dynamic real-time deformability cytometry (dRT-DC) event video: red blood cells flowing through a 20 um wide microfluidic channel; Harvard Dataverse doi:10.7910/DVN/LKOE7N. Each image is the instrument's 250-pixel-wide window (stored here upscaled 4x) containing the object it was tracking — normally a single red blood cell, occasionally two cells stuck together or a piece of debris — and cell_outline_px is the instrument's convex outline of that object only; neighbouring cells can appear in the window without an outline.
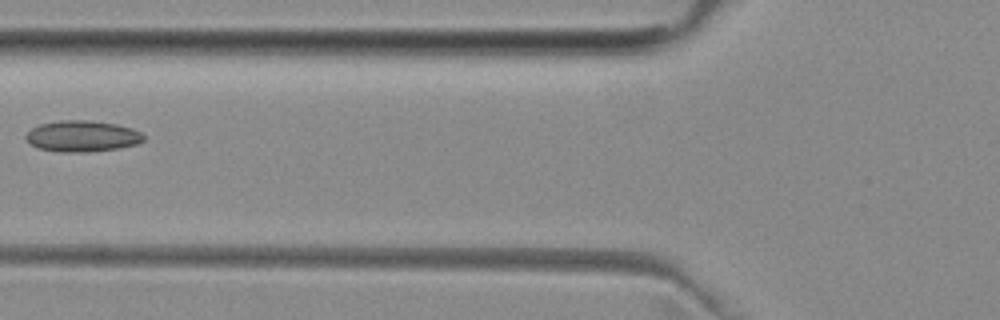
{"species": "common noctule bat (a hibernating species)", "species_latin": "Nyctalus noctula", "temperature_condition": "room temperature", "stored_images_in_passage": 4, "camera_frame_rate_fps": 3000, "um_per_image_px": 0.085, "animal": {"sex": "female", "body_mass_g": 29.2, "forearm_length_mm": 56.3}, "frame": {"image": 1, "passage_image": 4, "time_ms": 4.333, "image_size_px": [1000, 320], "cell_outline_px": [[144, 140], [136, 144], [120, 148], [88, 152], [56, 152], [36, 148], [24, 136], [32, 128], [40, 124], [60, 120], [88, 120], [116, 124], [132, 128], [140, 132], [144, 136]], "centroid_in_image_um": [6.98, 11.58], "position_along_channel_um": 118.8, "area_um2": 21.44}}